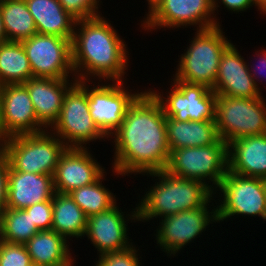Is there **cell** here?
<instances>
[{"label":"cell","mask_w":266,"mask_h":266,"mask_svg":"<svg viewBox=\"0 0 266 266\" xmlns=\"http://www.w3.org/2000/svg\"><path fill=\"white\" fill-rule=\"evenodd\" d=\"M148 2V13L161 1V0H146Z\"/></svg>","instance_id":"40"},{"label":"cell","mask_w":266,"mask_h":266,"mask_svg":"<svg viewBox=\"0 0 266 266\" xmlns=\"http://www.w3.org/2000/svg\"><path fill=\"white\" fill-rule=\"evenodd\" d=\"M245 61L238 49L231 43L223 52L213 92L236 98H259L261 94L254 83Z\"/></svg>","instance_id":"18"},{"label":"cell","mask_w":266,"mask_h":266,"mask_svg":"<svg viewBox=\"0 0 266 266\" xmlns=\"http://www.w3.org/2000/svg\"><path fill=\"white\" fill-rule=\"evenodd\" d=\"M33 78L30 63L21 42L0 43V86L24 84Z\"/></svg>","instance_id":"26"},{"label":"cell","mask_w":266,"mask_h":266,"mask_svg":"<svg viewBox=\"0 0 266 266\" xmlns=\"http://www.w3.org/2000/svg\"><path fill=\"white\" fill-rule=\"evenodd\" d=\"M77 82L87 92L89 112L93 121L107 138L112 139V135L123 123L128 107L142 92L132 93L131 90H125L124 81H113V84L97 82L98 86L93 84L94 87L90 89L87 83L91 84V81Z\"/></svg>","instance_id":"11"},{"label":"cell","mask_w":266,"mask_h":266,"mask_svg":"<svg viewBox=\"0 0 266 266\" xmlns=\"http://www.w3.org/2000/svg\"><path fill=\"white\" fill-rule=\"evenodd\" d=\"M0 12L7 41L21 42L37 34L25 0H1Z\"/></svg>","instance_id":"27"},{"label":"cell","mask_w":266,"mask_h":266,"mask_svg":"<svg viewBox=\"0 0 266 266\" xmlns=\"http://www.w3.org/2000/svg\"><path fill=\"white\" fill-rule=\"evenodd\" d=\"M4 139L47 130L38 120L27 88L23 84L0 86Z\"/></svg>","instance_id":"16"},{"label":"cell","mask_w":266,"mask_h":266,"mask_svg":"<svg viewBox=\"0 0 266 266\" xmlns=\"http://www.w3.org/2000/svg\"><path fill=\"white\" fill-rule=\"evenodd\" d=\"M115 203L109 209L101 213L87 217V228L85 235L91 244L97 249V254L102 255L109 252H118L130 248L133 242L129 239L127 221L131 223L138 221L137 206L125 216ZM128 216V217H127ZM130 216V217H129ZM127 220H126V219Z\"/></svg>","instance_id":"15"},{"label":"cell","mask_w":266,"mask_h":266,"mask_svg":"<svg viewBox=\"0 0 266 266\" xmlns=\"http://www.w3.org/2000/svg\"><path fill=\"white\" fill-rule=\"evenodd\" d=\"M166 133L170 150L212 145L219 139L215 121H178L166 117Z\"/></svg>","instance_id":"24"},{"label":"cell","mask_w":266,"mask_h":266,"mask_svg":"<svg viewBox=\"0 0 266 266\" xmlns=\"http://www.w3.org/2000/svg\"><path fill=\"white\" fill-rule=\"evenodd\" d=\"M265 221H266V200H265Z\"/></svg>","instance_id":"41"},{"label":"cell","mask_w":266,"mask_h":266,"mask_svg":"<svg viewBox=\"0 0 266 266\" xmlns=\"http://www.w3.org/2000/svg\"><path fill=\"white\" fill-rule=\"evenodd\" d=\"M55 194L53 175L8 170L6 208L24 209L52 200Z\"/></svg>","instance_id":"19"},{"label":"cell","mask_w":266,"mask_h":266,"mask_svg":"<svg viewBox=\"0 0 266 266\" xmlns=\"http://www.w3.org/2000/svg\"><path fill=\"white\" fill-rule=\"evenodd\" d=\"M126 47L125 41L102 15L76 21L71 41L76 80L91 81L97 77L100 82L123 81L130 55Z\"/></svg>","instance_id":"2"},{"label":"cell","mask_w":266,"mask_h":266,"mask_svg":"<svg viewBox=\"0 0 266 266\" xmlns=\"http://www.w3.org/2000/svg\"><path fill=\"white\" fill-rule=\"evenodd\" d=\"M71 81L70 79L33 77L23 84L31 98L37 120L47 130L59 117L64 96L77 80Z\"/></svg>","instance_id":"20"},{"label":"cell","mask_w":266,"mask_h":266,"mask_svg":"<svg viewBox=\"0 0 266 266\" xmlns=\"http://www.w3.org/2000/svg\"><path fill=\"white\" fill-rule=\"evenodd\" d=\"M38 231L24 209L5 208L0 214V240L25 245Z\"/></svg>","instance_id":"28"},{"label":"cell","mask_w":266,"mask_h":266,"mask_svg":"<svg viewBox=\"0 0 266 266\" xmlns=\"http://www.w3.org/2000/svg\"><path fill=\"white\" fill-rule=\"evenodd\" d=\"M214 14V0H161L146 14L140 27L147 32L191 25L197 27L195 30H205L219 26Z\"/></svg>","instance_id":"12"},{"label":"cell","mask_w":266,"mask_h":266,"mask_svg":"<svg viewBox=\"0 0 266 266\" xmlns=\"http://www.w3.org/2000/svg\"><path fill=\"white\" fill-rule=\"evenodd\" d=\"M6 40V36H5V30H4V26H3V22H2V16H1V12H0V43L5 42Z\"/></svg>","instance_id":"38"},{"label":"cell","mask_w":266,"mask_h":266,"mask_svg":"<svg viewBox=\"0 0 266 266\" xmlns=\"http://www.w3.org/2000/svg\"><path fill=\"white\" fill-rule=\"evenodd\" d=\"M89 110L87 92L76 81L65 94L59 117L48 130L67 148H87V143L94 140L105 141L107 137L93 121Z\"/></svg>","instance_id":"8"},{"label":"cell","mask_w":266,"mask_h":266,"mask_svg":"<svg viewBox=\"0 0 266 266\" xmlns=\"http://www.w3.org/2000/svg\"><path fill=\"white\" fill-rule=\"evenodd\" d=\"M104 176L105 173L96 182L69 193L87 217L109 209L117 201L116 195L102 184Z\"/></svg>","instance_id":"29"},{"label":"cell","mask_w":266,"mask_h":266,"mask_svg":"<svg viewBox=\"0 0 266 266\" xmlns=\"http://www.w3.org/2000/svg\"><path fill=\"white\" fill-rule=\"evenodd\" d=\"M172 81L169 93L149 89L160 102L166 117L178 121H215L216 94L212 89L202 84Z\"/></svg>","instance_id":"10"},{"label":"cell","mask_w":266,"mask_h":266,"mask_svg":"<svg viewBox=\"0 0 266 266\" xmlns=\"http://www.w3.org/2000/svg\"><path fill=\"white\" fill-rule=\"evenodd\" d=\"M0 266H33V263L25 245L0 240Z\"/></svg>","instance_id":"30"},{"label":"cell","mask_w":266,"mask_h":266,"mask_svg":"<svg viewBox=\"0 0 266 266\" xmlns=\"http://www.w3.org/2000/svg\"><path fill=\"white\" fill-rule=\"evenodd\" d=\"M215 124L225 143L266 134V99L236 98L216 94Z\"/></svg>","instance_id":"7"},{"label":"cell","mask_w":266,"mask_h":266,"mask_svg":"<svg viewBox=\"0 0 266 266\" xmlns=\"http://www.w3.org/2000/svg\"><path fill=\"white\" fill-rule=\"evenodd\" d=\"M165 171L176 177L200 181L217 193L228 171L227 143L219 138L212 145L170 150Z\"/></svg>","instance_id":"6"},{"label":"cell","mask_w":266,"mask_h":266,"mask_svg":"<svg viewBox=\"0 0 266 266\" xmlns=\"http://www.w3.org/2000/svg\"><path fill=\"white\" fill-rule=\"evenodd\" d=\"M142 175L159 180L144 195L137 205L138 221L149 222L154 217L162 219L182 211L204 206L216 196L209 187L197 180L170 175L165 170ZM213 194V195H212Z\"/></svg>","instance_id":"3"},{"label":"cell","mask_w":266,"mask_h":266,"mask_svg":"<svg viewBox=\"0 0 266 266\" xmlns=\"http://www.w3.org/2000/svg\"><path fill=\"white\" fill-rule=\"evenodd\" d=\"M255 55H256V57H258V59L255 58V60H258L259 63L258 62L257 63L259 65L257 64L256 65L257 67H256L254 64H250V66L248 65V68H249L251 76L253 77L255 85L259 89V92H260L261 96H263L262 92H261L262 90H260L261 87H259L258 83L260 82V77H261V74L263 73V71L266 73V50L265 49L264 50L260 49L259 51L256 52ZM263 76L264 75H262L261 78H264Z\"/></svg>","instance_id":"36"},{"label":"cell","mask_w":266,"mask_h":266,"mask_svg":"<svg viewBox=\"0 0 266 266\" xmlns=\"http://www.w3.org/2000/svg\"><path fill=\"white\" fill-rule=\"evenodd\" d=\"M24 210L30 215L32 222L35 223L39 231L51 230L53 214L52 200L36 203L24 208Z\"/></svg>","instance_id":"33"},{"label":"cell","mask_w":266,"mask_h":266,"mask_svg":"<svg viewBox=\"0 0 266 266\" xmlns=\"http://www.w3.org/2000/svg\"><path fill=\"white\" fill-rule=\"evenodd\" d=\"M218 3H222L227 10L241 13L242 11L248 10V8L253 7V5L256 7L255 0H214V13L217 12V8L219 7Z\"/></svg>","instance_id":"35"},{"label":"cell","mask_w":266,"mask_h":266,"mask_svg":"<svg viewBox=\"0 0 266 266\" xmlns=\"http://www.w3.org/2000/svg\"><path fill=\"white\" fill-rule=\"evenodd\" d=\"M52 204L51 230L62 235L67 241L70 237H80V239L84 237L87 228V216L70 194L55 192L52 197Z\"/></svg>","instance_id":"25"},{"label":"cell","mask_w":266,"mask_h":266,"mask_svg":"<svg viewBox=\"0 0 266 266\" xmlns=\"http://www.w3.org/2000/svg\"><path fill=\"white\" fill-rule=\"evenodd\" d=\"M67 243L69 241L54 230H43L33 235L25 246L33 266H74Z\"/></svg>","instance_id":"23"},{"label":"cell","mask_w":266,"mask_h":266,"mask_svg":"<svg viewBox=\"0 0 266 266\" xmlns=\"http://www.w3.org/2000/svg\"><path fill=\"white\" fill-rule=\"evenodd\" d=\"M138 250L134 245L118 252H109L99 255L94 266H140Z\"/></svg>","instance_id":"31"},{"label":"cell","mask_w":266,"mask_h":266,"mask_svg":"<svg viewBox=\"0 0 266 266\" xmlns=\"http://www.w3.org/2000/svg\"><path fill=\"white\" fill-rule=\"evenodd\" d=\"M112 137L115 143L112 171L117 176L165 170L170 156L166 116L148 89L128 107L123 123Z\"/></svg>","instance_id":"1"},{"label":"cell","mask_w":266,"mask_h":266,"mask_svg":"<svg viewBox=\"0 0 266 266\" xmlns=\"http://www.w3.org/2000/svg\"><path fill=\"white\" fill-rule=\"evenodd\" d=\"M255 3L260 13L266 15V0H255Z\"/></svg>","instance_id":"37"},{"label":"cell","mask_w":266,"mask_h":266,"mask_svg":"<svg viewBox=\"0 0 266 266\" xmlns=\"http://www.w3.org/2000/svg\"><path fill=\"white\" fill-rule=\"evenodd\" d=\"M217 191L222 197L217 205L218 222L239 214L265 220L266 180L227 171Z\"/></svg>","instance_id":"9"},{"label":"cell","mask_w":266,"mask_h":266,"mask_svg":"<svg viewBox=\"0 0 266 266\" xmlns=\"http://www.w3.org/2000/svg\"><path fill=\"white\" fill-rule=\"evenodd\" d=\"M71 41L55 35L34 34L21 41L35 78L76 80ZM74 77V78H73Z\"/></svg>","instance_id":"13"},{"label":"cell","mask_w":266,"mask_h":266,"mask_svg":"<svg viewBox=\"0 0 266 266\" xmlns=\"http://www.w3.org/2000/svg\"><path fill=\"white\" fill-rule=\"evenodd\" d=\"M195 33L187 51L180 56L172 79L213 89L223 52L232 42L225 37L221 25Z\"/></svg>","instance_id":"4"},{"label":"cell","mask_w":266,"mask_h":266,"mask_svg":"<svg viewBox=\"0 0 266 266\" xmlns=\"http://www.w3.org/2000/svg\"><path fill=\"white\" fill-rule=\"evenodd\" d=\"M100 0H59L65 11L78 20L90 19L100 16Z\"/></svg>","instance_id":"32"},{"label":"cell","mask_w":266,"mask_h":266,"mask_svg":"<svg viewBox=\"0 0 266 266\" xmlns=\"http://www.w3.org/2000/svg\"><path fill=\"white\" fill-rule=\"evenodd\" d=\"M37 33L72 40L76 19L64 10L59 0H25Z\"/></svg>","instance_id":"22"},{"label":"cell","mask_w":266,"mask_h":266,"mask_svg":"<svg viewBox=\"0 0 266 266\" xmlns=\"http://www.w3.org/2000/svg\"><path fill=\"white\" fill-rule=\"evenodd\" d=\"M211 201L212 198L200 208L162 218L155 234L156 243L163 249L161 251L166 252L167 256H175L186 247L185 245L194 242L197 236L202 235L208 225L218 223L217 207H212L211 212L209 210Z\"/></svg>","instance_id":"14"},{"label":"cell","mask_w":266,"mask_h":266,"mask_svg":"<svg viewBox=\"0 0 266 266\" xmlns=\"http://www.w3.org/2000/svg\"><path fill=\"white\" fill-rule=\"evenodd\" d=\"M5 141L4 139V133H3V128H2V118H1V92H0V148L2 147L3 142Z\"/></svg>","instance_id":"39"},{"label":"cell","mask_w":266,"mask_h":266,"mask_svg":"<svg viewBox=\"0 0 266 266\" xmlns=\"http://www.w3.org/2000/svg\"><path fill=\"white\" fill-rule=\"evenodd\" d=\"M88 149L67 148L62 153L53 175L55 192L69 194L96 182L106 173Z\"/></svg>","instance_id":"17"},{"label":"cell","mask_w":266,"mask_h":266,"mask_svg":"<svg viewBox=\"0 0 266 266\" xmlns=\"http://www.w3.org/2000/svg\"><path fill=\"white\" fill-rule=\"evenodd\" d=\"M228 171L266 180V134L237 138L227 144Z\"/></svg>","instance_id":"21"},{"label":"cell","mask_w":266,"mask_h":266,"mask_svg":"<svg viewBox=\"0 0 266 266\" xmlns=\"http://www.w3.org/2000/svg\"><path fill=\"white\" fill-rule=\"evenodd\" d=\"M48 131L16 135L3 142L1 149L15 171L54 175L59 158L67 147Z\"/></svg>","instance_id":"5"},{"label":"cell","mask_w":266,"mask_h":266,"mask_svg":"<svg viewBox=\"0 0 266 266\" xmlns=\"http://www.w3.org/2000/svg\"><path fill=\"white\" fill-rule=\"evenodd\" d=\"M9 162L5 152L0 148V214L6 208Z\"/></svg>","instance_id":"34"}]
</instances>
